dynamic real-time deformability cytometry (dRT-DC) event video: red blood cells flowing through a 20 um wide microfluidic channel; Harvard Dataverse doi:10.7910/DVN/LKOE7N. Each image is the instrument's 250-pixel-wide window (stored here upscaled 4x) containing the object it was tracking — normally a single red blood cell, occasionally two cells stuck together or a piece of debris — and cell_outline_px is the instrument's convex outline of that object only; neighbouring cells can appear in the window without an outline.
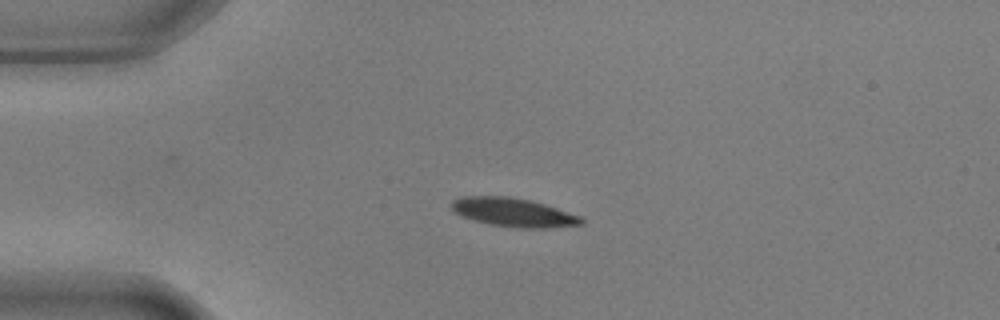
{"species": "common noctule bat (a hibernating species)", "species_latin": "Nyctalus noctula", "temperature_condition": "warm", "stored_images_in_passage": 43, "camera_frame_rate_fps": 3000, "um_per_image_px": 0.085, "animal": {"sex": "male", "body_mass_g": 17.9, "forearm_length_mm": 54.2}, "frame": {"image": 1, "passage_image": 1, "time_ms": 0.0, "image_size_px": [1000, 320], "cell_outline_px": [[584, 224], [548, 228], [516, 228], [488, 224], [472, 220], [460, 216], [452, 212], [452, 200], [460, 196], [512, 196], [544, 204], [580, 216], [584, 220]], "centroid_in_image_um": [43.59, 18.06], "position_along_channel_um": 41.4, "area_um2": 21.91}}
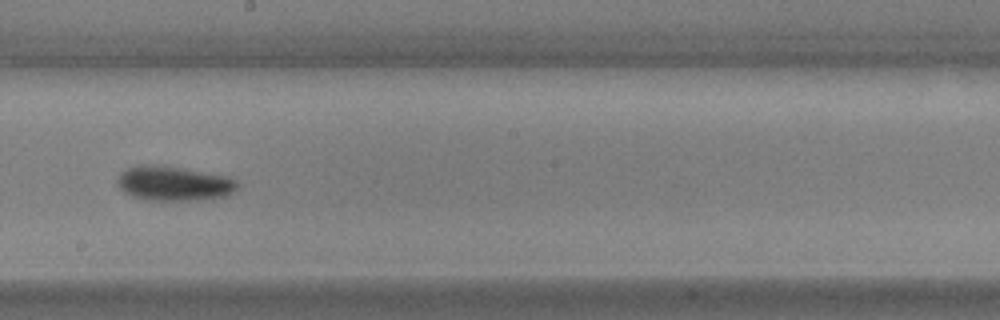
{"frame": {"image": 2, "passage_image": 19, "time_ms": 6.0, "image_size_px": [1000, 320], "cell_outline_px": [[240, 184], [228, 196], [212, 200], [152, 200], [132, 196], [124, 192], [116, 184], [116, 180], [120, 172], [136, 164], [156, 164], [184, 168], [228, 176], [236, 180]], "centroid_in_image_um": [14.79, 15.58], "position_along_channel_um": 233.4, "area_um2": 24.74}}
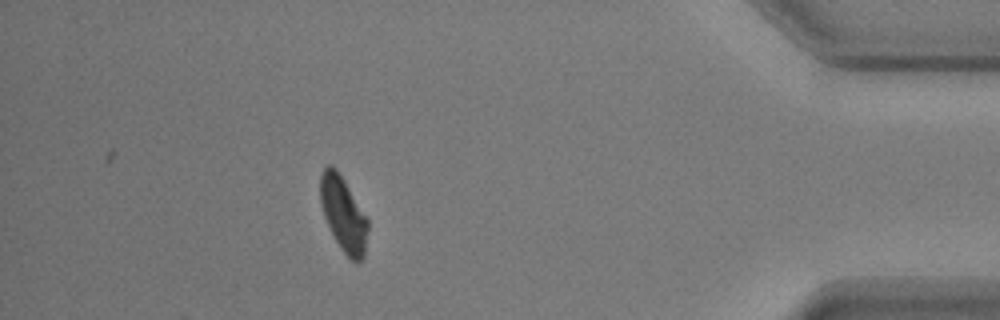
{"frame": {"image": 3, "passage_image": 37, "time_ms": 12.0, "image_size_px": [1000, 320], "cell_outline_px": [[368, 228], [364, 256], [360, 260], [352, 260], [340, 248], [324, 216], [320, 204], [320, 172], [328, 164], [332, 164], [336, 168], [344, 180], [368, 220]], "centroid_in_image_um": [29.16, 18.15], "position_along_channel_um": 406.0, "area_um2": 20.4}, "authors_computed_cell_mechanics": {"area_um2": 22.0796, "velocity_mm_per_s": 3.65, "shape_relaxation_time_tau1_ms": 3.5075, "shape_relaxation_time_tau2_ms": null, "deformation_change_tau1": 0.1211, "deformation_change_tau2": null}}